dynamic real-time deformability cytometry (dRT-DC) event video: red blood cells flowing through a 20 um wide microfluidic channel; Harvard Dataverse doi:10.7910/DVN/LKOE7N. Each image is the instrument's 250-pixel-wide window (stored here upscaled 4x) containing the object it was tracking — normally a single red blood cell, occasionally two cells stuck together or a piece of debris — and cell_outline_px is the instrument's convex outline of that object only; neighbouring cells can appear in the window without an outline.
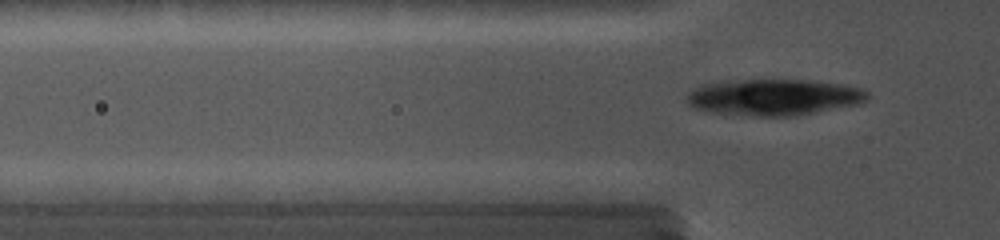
{"species": "common noctule bat (a hibernating species)", "species_latin": "Nyctalus noctula", "temperature_condition": "cold", "stored_images_in_passage": 5, "camera_frame_rate_fps": 5000, "um_per_image_px": 0.085, "animal": {"sex": "female", "body_mass_g": 19.0, "forearm_length_mm": 56.7}, "frame": {"image": 1, "passage_image": 5, "time_ms": 0.8, "image_size_px": [1000, 240], "cell_outline_px": [[864, 96], [860, 100], [852, 104], [816, 112], [796, 116], [724, 116], [696, 108], [692, 104], [692, 96], [700, 92], [744, 84], [804, 84], [840, 88], [856, 92]], "centroid_in_image_um": [65.72, 8.48], "position_along_channel_um": 60.1, "area_um2": 31.33}}